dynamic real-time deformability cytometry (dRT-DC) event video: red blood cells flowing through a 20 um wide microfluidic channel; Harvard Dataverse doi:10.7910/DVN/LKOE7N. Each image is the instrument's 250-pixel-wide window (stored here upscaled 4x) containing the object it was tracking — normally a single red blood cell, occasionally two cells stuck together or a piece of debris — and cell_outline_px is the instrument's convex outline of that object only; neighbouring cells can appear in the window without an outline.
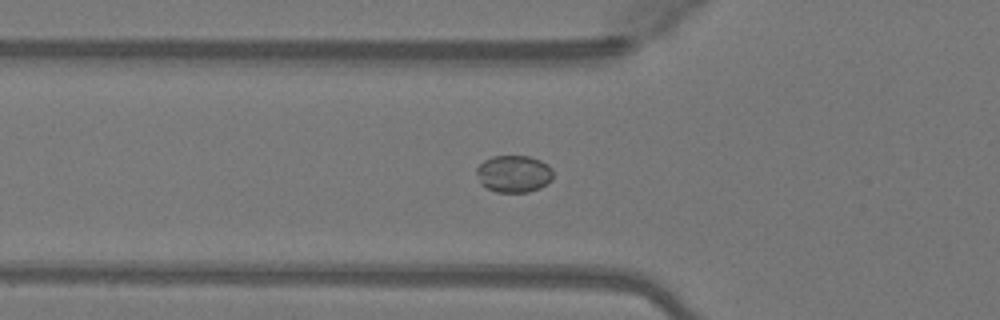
{"species": "Egyptian fruit bat (a non-hibernating species)", "species_latin": "Rousettus aegyptiacus", "temperature_condition": "warm", "stored_images_in_passage": 48, "camera_frame_rate_fps": 3000, "um_per_image_px": 0.085, "animal": {"sex": "female"}, "frame": {"image": 1, "passage_image": 15, "time_ms": 4.667, "image_size_px": [1000, 320], "cell_outline_px": [[552, 180], [540, 188], [528, 192], [496, 192], [480, 184], [476, 172], [476, 168], [484, 160], [492, 156], [528, 156], [540, 160], [548, 164], [552, 168]], "centroid_in_image_um": [43.67, 14.77], "position_along_channel_um": 82.1, "area_um2": 16.65}}
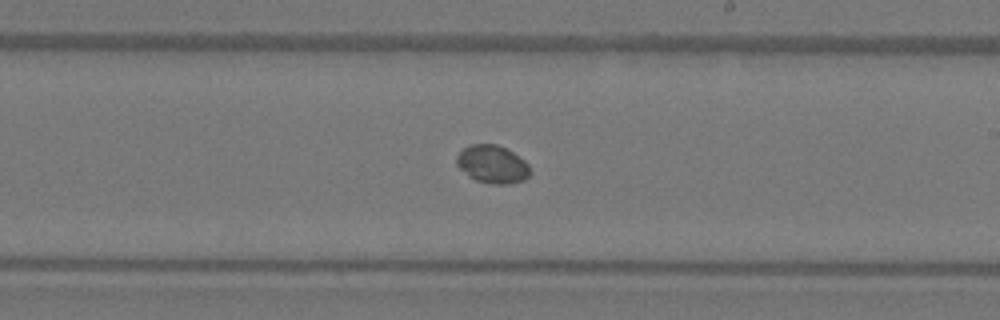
{"frame": {"image": 2, "passage_image": 27, "time_ms": 8.667, "image_size_px": [1000, 320], "cell_outline_px": [[532, 172], [524, 180], [508, 184], [488, 184], [476, 180], [468, 176], [456, 164], [456, 156], [464, 148], [472, 144], [496, 144], [512, 152], [524, 160], [528, 164]], "centroid_in_image_um": [41.86, 13.98], "position_along_channel_um": 247.1, "area_um2": 16.24}}
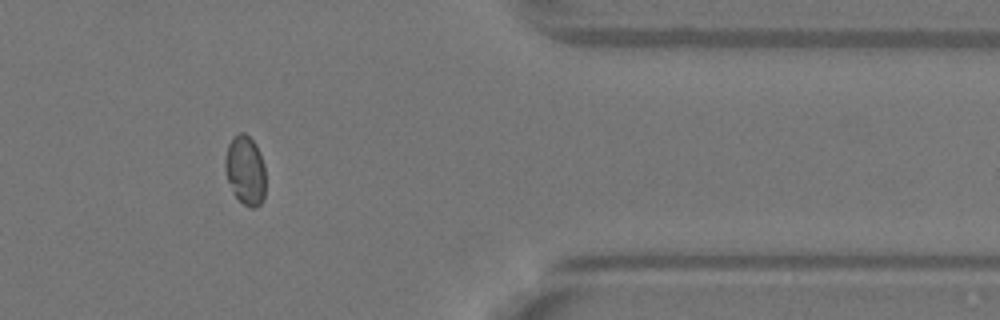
{"frame": {"image": 3, "passage_image": 39, "time_ms": 12.667, "image_size_px": [1000, 320], "cell_outline_px": [[264, 200], [256, 208], [248, 208], [232, 192], [224, 168], [224, 160], [228, 144], [232, 136], [240, 132], [244, 132], [256, 144], [260, 152], [264, 164]], "centroid_in_image_um": [20.84, 14.46], "position_along_channel_um": 390.6, "area_um2": 16.53}}